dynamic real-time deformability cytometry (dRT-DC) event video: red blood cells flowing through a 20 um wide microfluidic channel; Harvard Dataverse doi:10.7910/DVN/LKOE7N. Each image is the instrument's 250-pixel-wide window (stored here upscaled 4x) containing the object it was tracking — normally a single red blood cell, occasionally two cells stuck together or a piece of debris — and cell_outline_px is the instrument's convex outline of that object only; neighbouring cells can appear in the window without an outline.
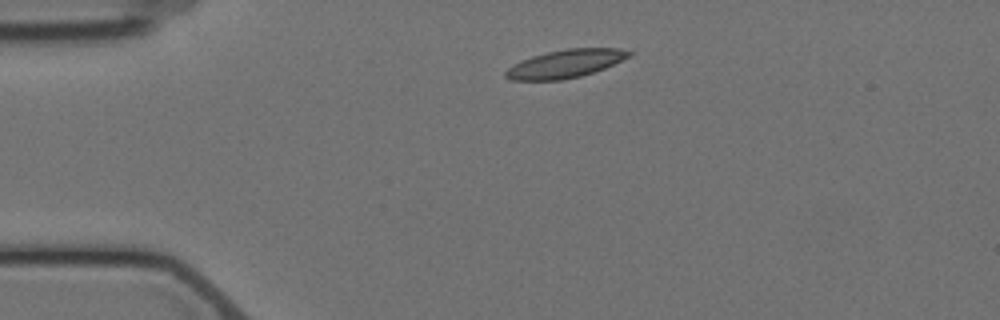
{"species": "Egyptian fruit bat (a non-hibernating species)", "species_latin": "Rousettus aegyptiacus", "temperature_condition": "cold", "stored_images_in_passage": 2, "camera_frame_rate_fps": 3000, "um_per_image_px": 0.085, "animal": {"sex": "female"}, "frame": {"image": 1, "passage_image": 1, "time_ms": 0.0, "image_size_px": [1000, 320], "cell_outline_px": [[632, 56], [604, 68], [580, 76], [560, 80], [508, 80], [504, 76], [504, 72], [512, 64], [532, 56], [548, 52], [568, 48], [616, 48], [632, 52]], "centroid_in_image_um": [48.03, 5.42], "position_along_channel_um": 37.0, "area_um2": 20.11}}